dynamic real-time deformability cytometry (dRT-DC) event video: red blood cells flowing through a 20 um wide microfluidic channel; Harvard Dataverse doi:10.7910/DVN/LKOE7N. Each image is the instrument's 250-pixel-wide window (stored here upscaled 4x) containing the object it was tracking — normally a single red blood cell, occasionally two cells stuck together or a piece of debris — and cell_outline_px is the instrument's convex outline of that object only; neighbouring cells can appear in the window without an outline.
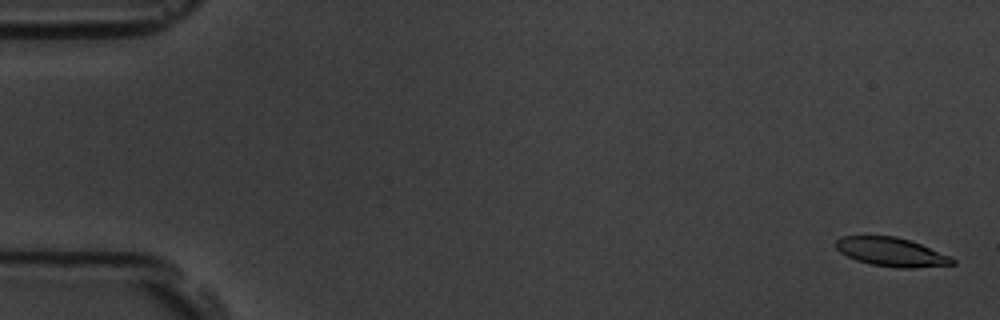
{"species": "common noctule bat (a hibernating species)", "species_latin": "Nyctalus noctula", "temperature_condition": "room temperature", "stored_images_in_passage": 6, "segment_of_instrument_passage": [2, 2], "camera_frame_rate_fps": 3000, "um_per_image_px": 0.085, "animal": {"sex": "male", "body_mass_g": 19.5, "forearm_length_mm": 54.6}, "frame": {"image": 1, "passage_image": 6, "time_ms": 6.667, "image_size_px": [1000, 320], "cell_outline_px": [[956, 264], [912, 268], [900, 268], [868, 264], [856, 260], [840, 252], [836, 248], [836, 240], [840, 236], [896, 236], [920, 244], [952, 256], [956, 260]], "centroid_in_image_um": [75.79, 21.42], "position_along_channel_um": 9.2, "area_um2": 19.59}}